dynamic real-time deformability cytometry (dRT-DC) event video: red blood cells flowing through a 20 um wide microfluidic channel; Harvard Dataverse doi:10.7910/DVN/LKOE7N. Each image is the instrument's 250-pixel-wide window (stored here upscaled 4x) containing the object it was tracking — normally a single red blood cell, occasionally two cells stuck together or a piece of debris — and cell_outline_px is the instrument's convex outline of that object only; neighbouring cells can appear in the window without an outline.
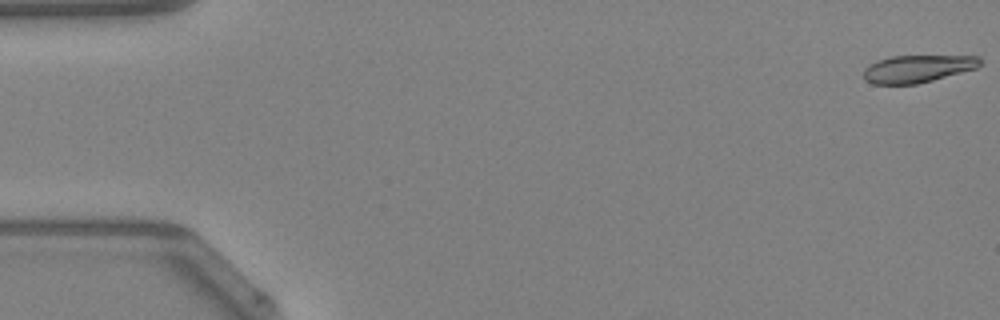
{"species": "Egyptian fruit bat (a non-hibernating species)", "species_latin": "Rousettus aegyptiacus", "temperature_condition": "warm", "stored_images_in_passage": 48, "camera_frame_rate_fps": 3000, "um_per_image_px": 0.085, "animal": {"sex": "female"}, "frame": {"image": 1, "passage_image": 1, "time_ms": 0.0, "image_size_px": [1000, 320], "cell_outline_px": [[980, 64], [976, 68], [932, 80], [916, 84], [872, 84], [864, 80], [864, 68], [868, 64], [876, 60], [892, 56], [980, 56]], "centroid_in_image_um": [77.93, 5.84], "position_along_channel_um": 7.1, "area_um2": 18.55}}
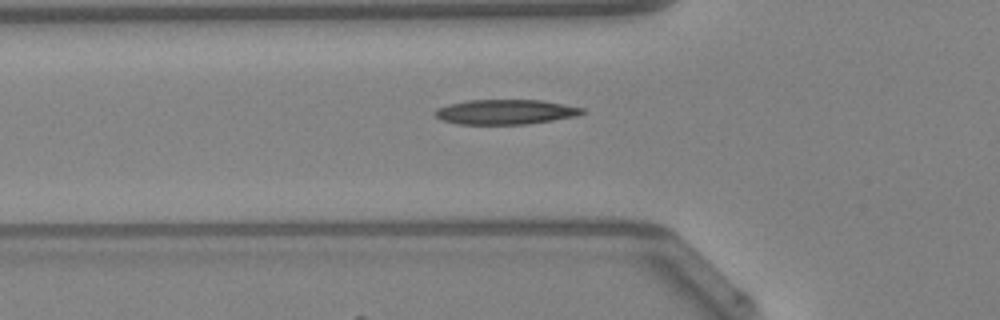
{"frame": {"image": 2, "passage_image": 17, "time_ms": 5.333, "image_size_px": [1000, 320], "cell_outline_px": [[584, 112], [576, 116], [528, 124], [460, 124], [444, 120], [436, 116], [432, 112], [436, 108], [448, 104], [468, 100], [544, 100], [584, 108]], "centroid_in_image_um": [42.96, 9.5], "position_along_channel_um": 82.8, "area_um2": 21.27}}
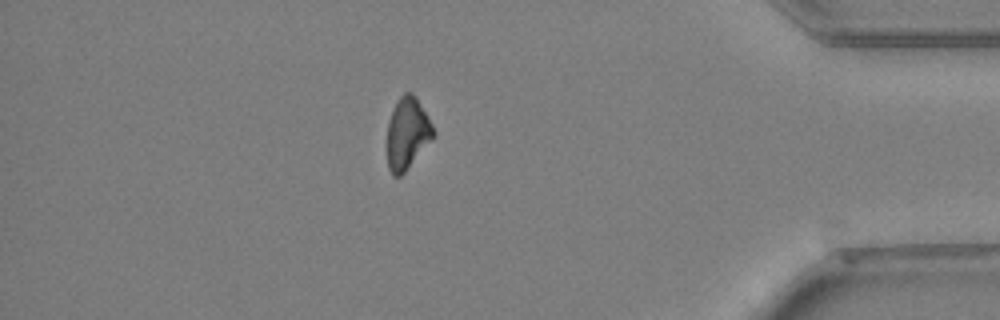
{"frame": {"image": 3, "passage_image": 42, "time_ms": 13.667, "image_size_px": [1000, 320], "cell_outline_px": [[436, 132], [432, 140], [404, 172], [400, 176], [392, 176], [388, 168], [388, 120], [400, 96], [404, 92], [412, 92], [416, 96], [432, 124]], "centroid_in_image_um": [34.64, 11.33], "position_along_channel_um": 400.6, "area_um2": 19.13}}